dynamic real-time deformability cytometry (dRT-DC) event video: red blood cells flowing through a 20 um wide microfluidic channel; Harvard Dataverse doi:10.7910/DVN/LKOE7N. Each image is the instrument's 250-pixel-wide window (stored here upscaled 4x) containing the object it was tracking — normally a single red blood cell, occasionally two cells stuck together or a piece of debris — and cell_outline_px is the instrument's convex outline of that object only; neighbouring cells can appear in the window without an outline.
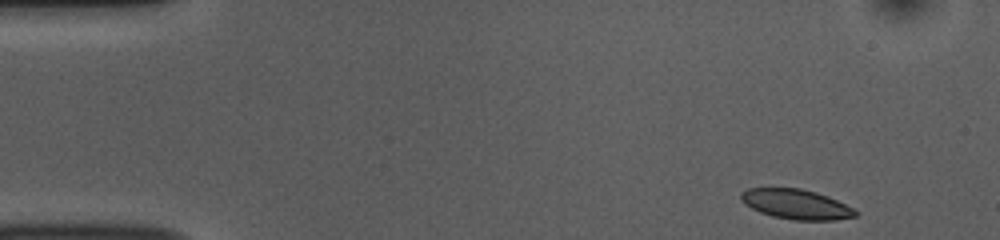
{"species": "common noctule bat (a hibernating species)", "species_latin": "Nyctalus noctula", "temperature_condition": "room temperature", "stored_images_in_passage": 49, "camera_frame_rate_fps": 3000, "um_per_image_px": 0.085, "animal": {"sex": "female", "body_mass_g": 10.0, "forearm_length_mm": 53.1}, "frame": {"image": 1, "passage_image": 1, "time_ms": 0.0, "image_size_px": [1000, 240], "cell_outline_px": [[860, 212], [856, 216], [836, 220], [792, 220], [772, 216], [760, 212], [744, 204], [740, 200], [740, 192], [748, 188], [800, 188], [816, 192], [828, 196]], "centroid_in_image_um": [67.65, 17.36], "position_along_channel_um": 17.4, "area_um2": 20.0}}
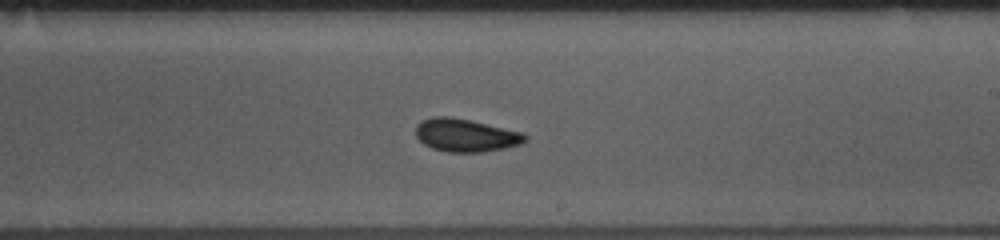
{"frame": {"image": 2, "passage_image": 27, "time_ms": 8.667, "image_size_px": [1000, 240], "cell_outline_px": [[528, 140], [520, 144], [504, 148], [480, 152], [448, 152], [432, 148], [424, 144], [416, 136], [416, 124], [432, 116], [448, 116], [468, 120], [524, 132], [528, 136]], "centroid_in_image_um": [39.6, 11.5], "position_along_channel_um": 249.4, "area_um2": 20.92}}
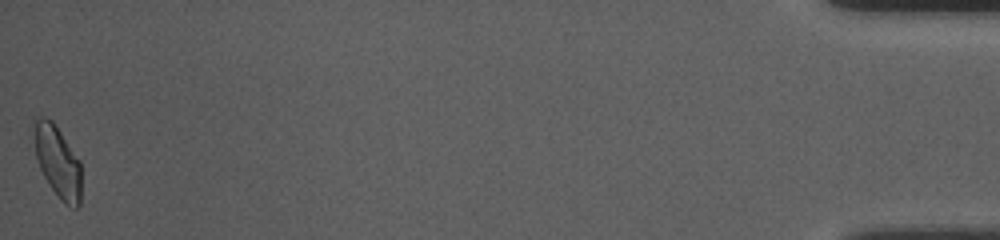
{"frame": {"image": 3, "passage_image": 49, "time_ms": 16.0, "image_size_px": [1000, 240], "cell_outline_px": [[80, 204], [76, 208], [72, 208], [64, 204], [60, 200], [48, 184], [40, 168], [36, 156], [32, 120], [40, 116], [52, 120], [80, 160]], "centroid_in_image_um": [4.88, 13.73], "position_along_channel_um": 430.3, "area_um2": 19.83}, "authors_computed_cell_mechanics": {"area_um2": 20.1144, "velocity_mm_per_s": 3.7557, "shape_relaxation_time_tau1_ms": 7.1222, "shape_relaxation_time_tau2_ms": 2.249, "deformation_change_tau1": 0.1478, "deformation_change_tau2": 0.0818}}